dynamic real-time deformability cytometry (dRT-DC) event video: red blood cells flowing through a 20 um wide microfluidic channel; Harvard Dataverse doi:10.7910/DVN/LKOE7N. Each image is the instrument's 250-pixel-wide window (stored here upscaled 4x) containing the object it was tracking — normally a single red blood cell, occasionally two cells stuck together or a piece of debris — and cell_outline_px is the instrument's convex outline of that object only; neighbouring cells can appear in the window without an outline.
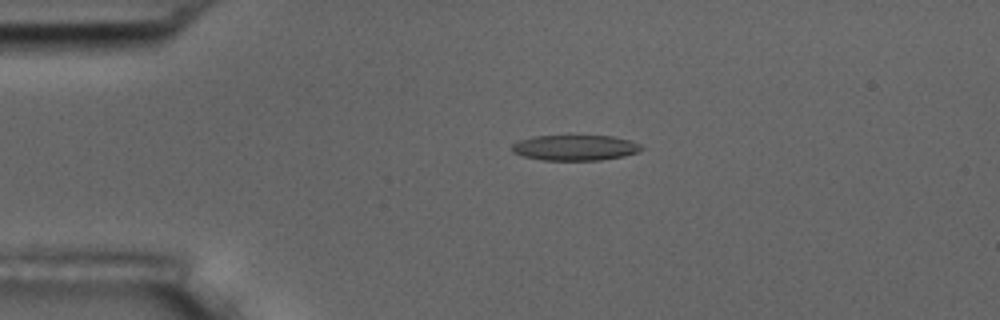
{"species": "common noctule bat (a hibernating species)", "species_latin": "Nyctalus noctula", "temperature_condition": "room temperature", "stored_images_in_passage": 4, "camera_frame_rate_fps": 3000, "um_per_image_px": 0.085, "animal": {"sex": "male", "body_mass_g": 17.5, "forearm_length_mm": 52.3}, "frame": {"image": 1, "passage_image": 3, "time_ms": 0.667, "image_size_px": [1000, 320], "cell_outline_px": [[644, 148], [640, 152], [624, 156], [600, 160], [544, 160], [524, 156], [512, 152], [512, 144], [520, 140], [532, 136], [568, 132], [612, 136], [628, 140], [640, 144]], "centroid_in_image_um": [48.88, 12.49], "position_along_channel_um": 36.1, "area_um2": 20.35}}